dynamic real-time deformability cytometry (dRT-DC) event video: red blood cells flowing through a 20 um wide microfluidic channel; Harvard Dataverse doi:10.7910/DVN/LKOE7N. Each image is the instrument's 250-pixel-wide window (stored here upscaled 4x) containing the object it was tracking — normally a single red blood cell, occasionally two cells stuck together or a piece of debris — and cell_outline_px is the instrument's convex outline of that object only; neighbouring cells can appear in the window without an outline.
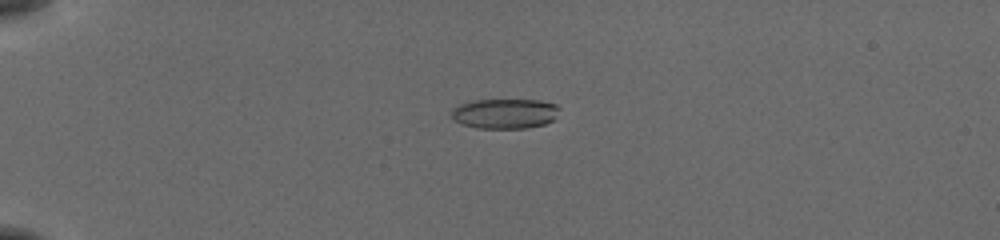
{"species": "common noctule bat (a hibernating species)", "species_latin": "Nyctalus noctula", "temperature_condition": "cold", "stored_images_in_passage": 56, "camera_frame_rate_fps": 3000, "um_per_image_px": 0.085, "animal": {"sex": "female", "body_mass_g": 19.5, "forearm_length_mm": 54.1}, "frame": {"image": 1, "passage_image": 16, "time_ms": 5.0, "image_size_px": [1000, 240], "cell_outline_px": [[560, 108], [552, 120], [544, 124], [528, 128], [476, 128], [460, 124], [452, 116], [452, 108], [460, 104], [476, 100], [540, 100], [556, 104]], "centroid_in_image_um": [42.91, 9.65], "position_along_channel_um": 42.1, "area_um2": 18.79}}
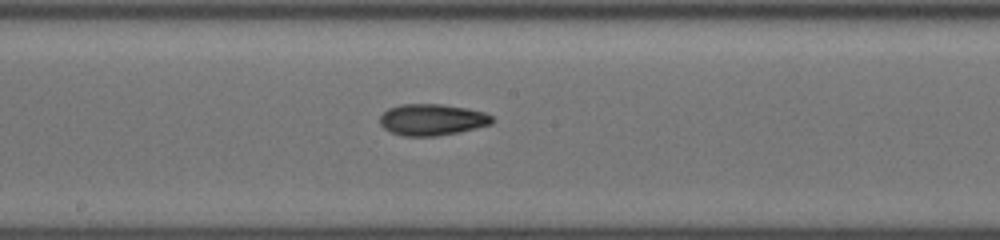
{"frame": {"image": 2, "passage_image": 33, "time_ms": 10.667, "image_size_px": [1000, 240], "cell_outline_px": [[496, 120], [492, 124], [460, 132], [436, 136], [404, 136], [388, 132], [380, 124], [380, 116], [388, 108], [400, 104], [440, 104], [468, 108], [484, 112], [492, 116]], "centroid_in_image_um": [36.74, 10.17], "position_along_channel_um": 211.5, "area_um2": 20.81}}
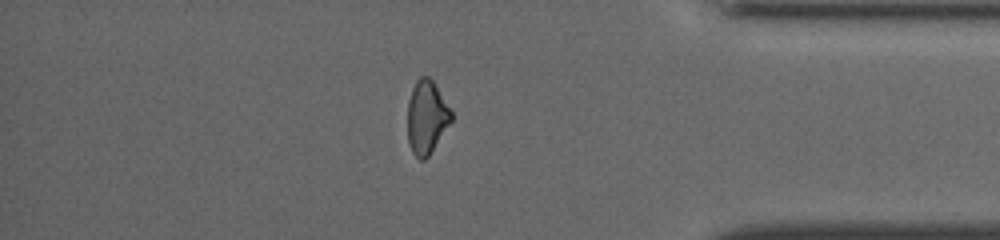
{"frame": {"image": 3, "passage_image": 49, "time_ms": 16.0, "image_size_px": [1000, 240], "cell_outline_px": [[452, 120], [428, 156], [424, 160], [420, 160], [412, 152], [408, 144], [408, 100], [412, 88], [416, 80], [420, 76], [428, 76], [432, 80], [452, 112]], "centroid_in_image_um": [36.24, 9.96], "position_along_channel_um": 399.0, "area_um2": 18.5}, "authors_computed_cell_mechanics": {"area_um2": 19.941, "velocity_mm_per_s": 3.8781, "shape_relaxation_time_tau1_ms": 3.1423, "shape_relaxation_time_tau2_ms": 4.1986, "deformation_change_tau1": 0.1185, "deformation_change_tau2": 0.1167}}